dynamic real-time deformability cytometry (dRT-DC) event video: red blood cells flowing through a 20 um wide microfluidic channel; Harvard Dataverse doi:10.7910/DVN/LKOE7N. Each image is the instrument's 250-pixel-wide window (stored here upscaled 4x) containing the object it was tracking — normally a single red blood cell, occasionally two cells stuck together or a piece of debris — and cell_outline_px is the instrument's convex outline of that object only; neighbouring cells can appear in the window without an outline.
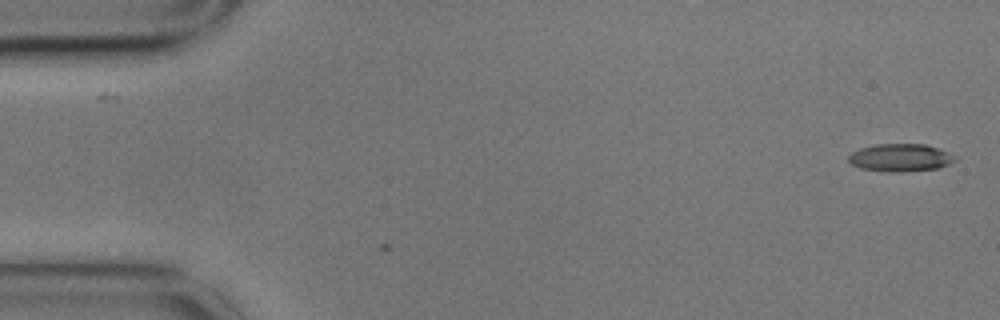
{"species": "common noctule bat (a hibernating species)", "species_latin": "Nyctalus noctula", "temperature_condition": "cold", "stored_images_in_passage": 2, "camera_frame_rate_fps": 3000, "um_per_image_px": 0.085, "animal": {"sex": "male", "body_mass_g": 17.9}, "frame": {"image": 1, "passage_image": 2, "time_ms": 0.333, "image_size_px": [1000, 320], "cell_outline_px": [[956, 160], [948, 164], [936, 168], [900, 172], [888, 172], [860, 168], [852, 164], [848, 160], [848, 156], [852, 152], [860, 148], [876, 144], [924, 144], [948, 152], [956, 156]], "centroid_in_image_um": [76.51, 13.4], "position_along_channel_um": 8.5, "area_um2": 17.05}}